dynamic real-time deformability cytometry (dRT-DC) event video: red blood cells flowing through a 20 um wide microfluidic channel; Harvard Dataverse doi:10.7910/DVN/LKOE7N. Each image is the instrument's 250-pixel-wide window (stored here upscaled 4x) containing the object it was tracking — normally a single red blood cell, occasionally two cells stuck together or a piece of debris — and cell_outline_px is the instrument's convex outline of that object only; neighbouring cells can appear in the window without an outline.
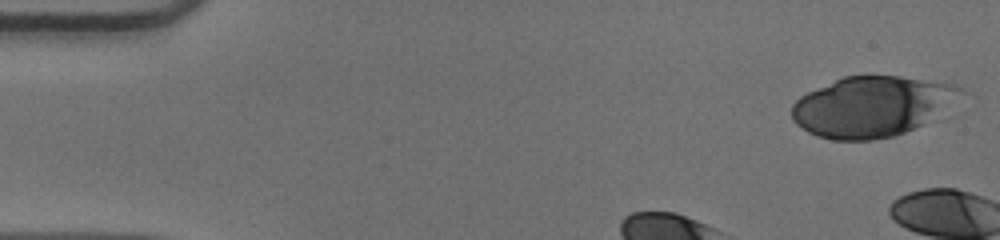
{"species": "human", "species_latin": "Homo sapiens", "temperature_condition": "warm", "stored_images_in_passage": 7, "camera_frame_rate_fps": 3000, "um_per_image_px": 0.085, "donor": {"sex": "male"}, "frame": {"image": 1, "passage_image": 1, "time_ms": 0.0, "image_size_px": [1000, 240], "cell_outline_px": [[972, 92], [920, 124], [904, 132], [892, 136], [872, 140], [832, 140], [816, 136], [808, 132], [796, 124], [792, 120], [792, 104], [800, 96], [808, 92], [844, 76], [900, 76], [948, 84]], "centroid_in_image_um": [74.09, 9.05], "position_along_channel_um": 10.9, "area_um2": 58.9}}